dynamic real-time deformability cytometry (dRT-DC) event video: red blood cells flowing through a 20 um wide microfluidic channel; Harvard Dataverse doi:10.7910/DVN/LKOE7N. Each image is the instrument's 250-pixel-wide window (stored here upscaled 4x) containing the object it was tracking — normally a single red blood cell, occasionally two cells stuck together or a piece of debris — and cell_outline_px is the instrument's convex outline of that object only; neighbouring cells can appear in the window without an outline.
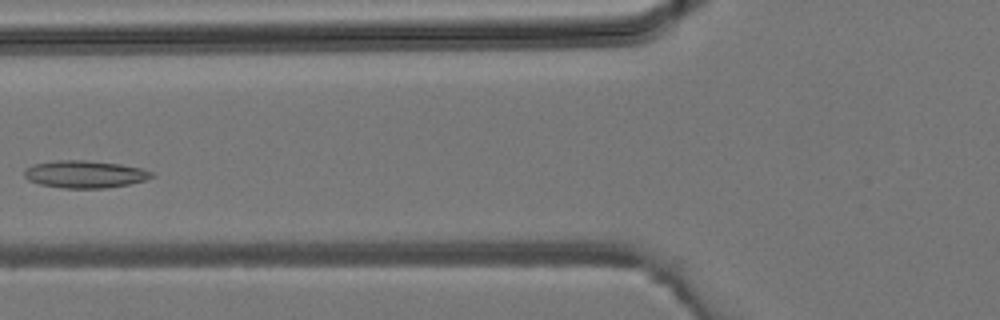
{"species": "common noctule bat (a hibernating species)", "species_latin": "Nyctalus noctula", "temperature_condition": "room temperature", "stored_images_in_passage": 4, "camera_frame_rate_fps": 3000, "um_per_image_px": 0.085, "animal": {"sex": "male", "body_mass_g": 19.2, "forearm_length_mm": 51.8}, "frame": {"image": 1, "passage_image": 4, "time_ms": 1.0, "image_size_px": [1000, 320], "cell_outline_px": [[156, 176], [144, 180], [128, 184], [104, 188], [64, 188], [40, 184], [28, 180], [24, 176], [24, 168], [32, 164], [56, 160], [84, 160], [120, 164], [140, 168], [152, 172]], "centroid_in_image_um": [7.17, 14.8], "position_along_channel_um": 118.6, "area_um2": 20.29}}